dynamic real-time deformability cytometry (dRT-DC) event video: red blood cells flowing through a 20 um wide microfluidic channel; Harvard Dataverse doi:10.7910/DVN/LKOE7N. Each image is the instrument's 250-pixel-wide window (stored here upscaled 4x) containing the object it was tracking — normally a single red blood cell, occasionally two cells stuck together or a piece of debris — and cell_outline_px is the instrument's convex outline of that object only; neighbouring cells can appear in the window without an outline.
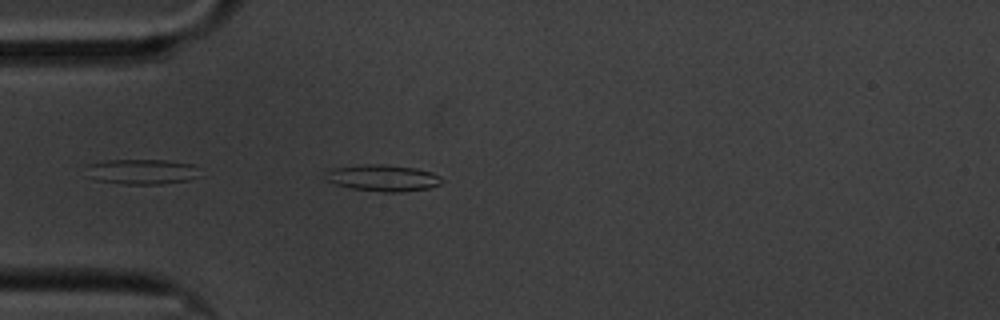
{"species": "common noctule bat (a hibernating species)", "species_latin": "Nyctalus noctula", "temperature_condition": "cold", "stored_images_in_passage": 45, "camera_frame_rate_fps": 3000, "um_per_image_px": 0.085, "animal": {"sex": "male", "body_mass_g": 20.1, "forearm_length_mm": 53.5}, "frame": {"image": 1, "passage_image": 2, "time_ms": 0.333, "image_size_px": [1000, 320], "cell_outline_px": [[444, 180], [440, 184], [428, 188], [400, 192], [384, 192], [352, 188], [336, 184], [328, 180], [324, 172], [332, 168], [364, 164], [384, 164], [416, 168], [432, 172], [440, 176]], "centroid_in_image_um": [32.57, 15.11], "position_along_channel_um": 52.4, "area_um2": 17.92}}
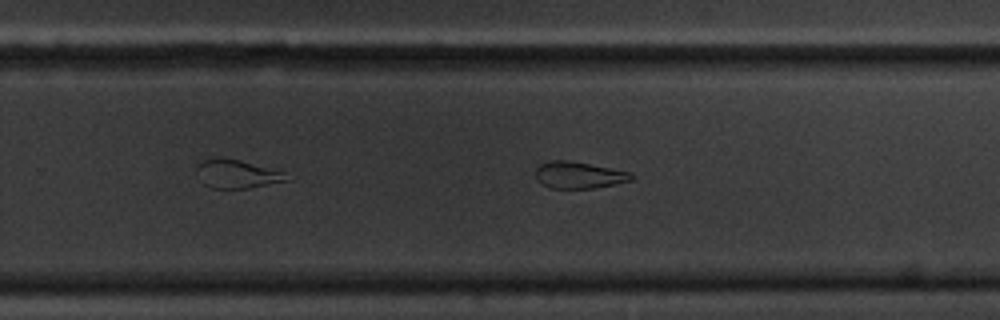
{"frame": {"image": 2, "passage_image": 23, "time_ms": 7.333, "image_size_px": [1000, 320], "cell_outline_px": [[632, 180], [592, 188], [548, 188], [540, 184], [536, 180], [536, 168], [540, 164], [552, 160], [568, 160], [632, 172]], "centroid_in_image_um": [49.15, 14.88], "position_along_channel_um": 280.7, "area_um2": 14.85}}
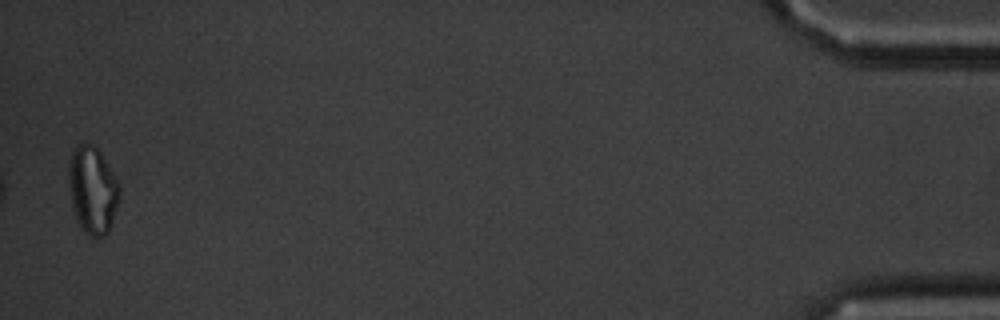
{"frame": {"image": 3, "passage_image": 44, "time_ms": 14.333, "image_size_px": [1000, 320], "cell_outline_px": [[120, 200], [108, 232], [104, 236], [96, 240], [88, 236], [80, 228], [72, 208], [68, 188], [68, 172], [72, 152], [76, 144], [92, 144], [100, 152], [120, 184]], "centroid_in_image_um": [7.87, 16.21], "position_along_channel_um": 427.3, "area_um2": 26.3}, "authors_computed_cell_mechanics": {"area_um2": 16.5886, "velocity_mm_per_s": 3.3686, "shape_relaxation_time_tau1_ms": null, "shape_relaxation_time_tau2_ms": 4.4123, "deformation_change_tau1": null, "deformation_change_tau2": 0.1266}}